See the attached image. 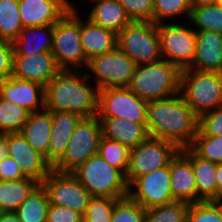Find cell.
I'll return each mask as SVG.
<instances>
[{"label":"cell","mask_w":222,"mask_h":222,"mask_svg":"<svg viewBox=\"0 0 222 222\" xmlns=\"http://www.w3.org/2000/svg\"><path fill=\"white\" fill-rule=\"evenodd\" d=\"M61 70H79L88 65V59L80 40V18L72 3L67 11L54 23L52 50Z\"/></svg>","instance_id":"obj_6"},{"label":"cell","mask_w":222,"mask_h":222,"mask_svg":"<svg viewBox=\"0 0 222 222\" xmlns=\"http://www.w3.org/2000/svg\"><path fill=\"white\" fill-rule=\"evenodd\" d=\"M117 47L137 65L162 59L157 24L132 21L117 34Z\"/></svg>","instance_id":"obj_8"},{"label":"cell","mask_w":222,"mask_h":222,"mask_svg":"<svg viewBox=\"0 0 222 222\" xmlns=\"http://www.w3.org/2000/svg\"><path fill=\"white\" fill-rule=\"evenodd\" d=\"M49 205L46 189L39 183L14 213L20 222H46Z\"/></svg>","instance_id":"obj_29"},{"label":"cell","mask_w":222,"mask_h":222,"mask_svg":"<svg viewBox=\"0 0 222 222\" xmlns=\"http://www.w3.org/2000/svg\"><path fill=\"white\" fill-rule=\"evenodd\" d=\"M29 112L0 97V133L21 132Z\"/></svg>","instance_id":"obj_32"},{"label":"cell","mask_w":222,"mask_h":222,"mask_svg":"<svg viewBox=\"0 0 222 222\" xmlns=\"http://www.w3.org/2000/svg\"><path fill=\"white\" fill-rule=\"evenodd\" d=\"M13 53L12 42L0 40V81L12 76Z\"/></svg>","instance_id":"obj_43"},{"label":"cell","mask_w":222,"mask_h":222,"mask_svg":"<svg viewBox=\"0 0 222 222\" xmlns=\"http://www.w3.org/2000/svg\"><path fill=\"white\" fill-rule=\"evenodd\" d=\"M199 117L177 93L149 101L147 129L149 136L168 140L180 149L189 147L198 132Z\"/></svg>","instance_id":"obj_1"},{"label":"cell","mask_w":222,"mask_h":222,"mask_svg":"<svg viewBox=\"0 0 222 222\" xmlns=\"http://www.w3.org/2000/svg\"><path fill=\"white\" fill-rule=\"evenodd\" d=\"M95 74L98 90L128 87L137 64L118 47L114 50L92 57L87 65Z\"/></svg>","instance_id":"obj_11"},{"label":"cell","mask_w":222,"mask_h":222,"mask_svg":"<svg viewBox=\"0 0 222 222\" xmlns=\"http://www.w3.org/2000/svg\"><path fill=\"white\" fill-rule=\"evenodd\" d=\"M102 127V136L118 141L130 149L149 137L147 123H135L121 118L98 117Z\"/></svg>","instance_id":"obj_21"},{"label":"cell","mask_w":222,"mask_h":222,"mask_svg":"<svg viewBox=\"0 0 222 222\" xmlns=\"http://www.w3.org/2000/svg\"><path fill=\"white\" fill-rule=\"evenodd\" d=\"M191 24L196 26L195 31H216L222 33V8L217 4L197 6L192 5Z\"/></svg>","instance_id":"obj_31"},{"label":"cell","mask_w":222,"mask_h":222,"mask_svg":"<svg viewBox=\"0 0 222 222\" xmlns=\"http://www.w3.org/2000/svg\"><path fill=\"white\" fill-rule=\"evenodd\" d=\"M180 94L200 117L222 106V75L219 72L183 69L180 73Z\"/></svg>","instance_id":"obj_5"},{"label":"cell","mask_w":222,"mask_h":222,"mask_svg":"<svg viewBox=\"0 0 222 222\" xmlns=\"http://www.w3.org/2000/svg\"><path fill=\"white\" fill-rule=\"evenodd\" d=\"M7 151L26 177L41 183L52 170V165L36 151L21 132L7 133Z\"/></svg>","instance_id":"obj_15"},{"label":"cell","mask_w":222,"mask_h":222,"mask_svg":"<svg viewBox=\"0 0 222 222\" xmlns=\"http://www.w3.org/2000/svg\"><path fill=\"white\" fill-rule=\"evenodd\" d=\"M7 133H0V162L8 156Z\"/></svg>","instance_id":"obj_45"},{"label":"cell","mask_w":222,"mask_h":222,"mask_svg":"<svg viewBox=\"0 0 222 222\" xmlns=\"http://www.w3.org/2000/svg\"><path fill=\"white\" fill-rule=\"evenodd\" d=\"M192 5L197 6H205V5H211L217 2V0H191Z\"/></svg>","instance_id":"obj_48"},{"label":"cell","mask_w":222,"mask_h":222,"mask_svg":"<svg viewBox=\"0 0 222 222\" xmlns=\"http://www.w3.org/2000/svg\"><path fill=\"white\" fill-rule=\"evenodd\" d=\"M191 0H153V23H164V19L186 14L190 17Z\"/></svg>","instance_id":"obj_36"},{"label":"cell","mask_w":222,"mask_h":222,"mask_svg":"<svg viewBox=\"0 0 222 222\" xmlns=\"http://www.w3.org/2000/svg\"><path fill=\"white\" fill-rule=\"evenodd\" d=\"M189 148L202 159L222 163V136H207L198 129Z\"/></svg>","instance_id":"obj_35"},{"label":"cell","mask_w":222,"mask_h":222,"mask_svg":"<svg viewBox=\"0 0 222 222\" xmlns=\"http://www.w3.org/2000/svg\"><path fill=\"white\" fill-rule=\"evenodd\" d=\"M180 148L173 142L148 137L130 150L128 168L125 174L128 185L137 177L149 174L170 164Z\"/></svg>","instance_id":"obj_9"},{"label":"cell","mask_w":222,"mask_h":222,"mask_svg":"<svg viewBox=\"0 0 222 222\" xmlns=\"http://www.w3.org/2000/svg\"><path fill=\"white\" fill-rule=\"evenodd\" d=\"M216 3L222 8V0H217Z\"/></svg>","instance_id":"obj_49"},{"label":"cell","mask_w":222,"mask_h":222,"mask_svg":"<svg viewBox=\"0 0 222 222\" xmlns=\"http://www.w3.org/2000/svg\"><path fill=\"white\" fill-rule=\"evenodd\" d=\"M53 31L54 24L23 28L19 32L18 37L12 42L14 48L13 55H33L51 51ZM32 34L36 35L34 38L32 37L33 39L30 38ZM38 34L43 36L41 41L35 40Z\"/></svg>","instance_id":"obj_27"},{"label":"cell","mask_w":222,"mask_h":222,"mask_svg":"<svg viewBox=\"0 0 222 222\" xmlns=\"http://www.w3.org/2000/svg\"><path fill=\"white\" fill-rule=\"evenodd\" d=\"M102 127L97 116L82 118L76 125L63 156L52 166L59 172H72L98 153Z\"/></svg>","instance_id":"obj_7"},{"label":"cell","mask_w":222,"mask_h":222,"mask_svg":"<svg viewBox=\"0 0 222 222\" xmlns=\"http://www.w3.org/2000/svg\"><path fill=\"white\" fill-rule=\"evenodd\" d=\"M90 1H91V2L94 1V2L97 3V2H100V1H106V0H90Z\"/></svg>","instance_id":"obj_50"},{"label":"cell","mask_w":222,"mask_h":222,"mask_svg":"<svg viewBox=\"0 0 222 222\" xmlns=\"http://www.w3.org/2000/svg\"><path fill=\"white\" fill-rule=\"evenodd\" d=\"M190 203L173 201L168 204L146 209L144 222H186Z\"/></svg>","instance_id":"obj_33"},{"label":"cell","mask_w":222,"mask_h":222,"mask_svg":"<svg viewBox=\"0 0 222 222\" xmlns=\"http://www.w3.org/2000/svg\"><path fill=\"white\" fill-rule=\"evenodd\" d=\"M49 111L52 118L49 163L53 166L65 153L70 137L82 117L65 111Z\"/></svg>","instance_id":"obj_22"},{"label":"cell","mask_w":222,"mask_h":222,"mask_svg":"<svg viewBox=\"0 0 222 222\" xmlns=\"http://www.w3.org/2000/svg\"><path fill=\"white\" fill-rule=\"evenodd\" d=\"M171 192L175 201L197 202V188L190 159L179 150L169 164Z\"/></svg>","instance_id":"obj_19"},{"label":"cell","mask_w":222,"mask_h":222,"mask_svg":"<svg viewBox=\"0 0 222 222\" xmlns=\"http://www.w3.org/2000/svg\"><path fill=\"white\" fill-rule=\"evenodd\" d=\"M22 29L18 0H0V40L13 42Z\"/></svg>","instance_id":"obj_30"},{"label":"cell","mask_w":222,"mask_h":222,"mask_svg":"<svg viewBox=\"0 0 222 222\" xmlns=\"http://www.w3.org/2000/svg\"><path fill=\"white\" fill-rule=\"evenodd\" d=\"M162 59L180 70L189 68L195 56L196 31L179 24H157Z\"/></svg>","instance_id":"obj_12"},{"label":"cell","mask_w":222,"mask_h":222,"mask_svg":"<svg viewBox=\"0 0 222 222\" xmlns=\"http://www.w3.org/2000/svg\"><path fill=\"white\" fill-rule=\"evenodd\" d=\"M0 97L29 113L45 109V87L13 76L0 81Z\"/></svg>","instance_id":"obj_17"},{"label":"cell","mask_w":222,"mask_h":222,"mask_svg":"<svg viewBox=\"0 0 222 222\" xmlns=\"http://www.w3.org/2000/svg\"><path fill=\"white\" fill-rule=\"evenodd\" d=\"M180 73L176 65L165 59L137 65L128 88L148 102L168 98L180 93Z\"/></svg>","instance_id":"obj_3"},{"label":"cell","mask_w":222,"mask_h":222,"mask_svg":"<svg viewBox=\"0 0 222 222\" xmlns=\"http://www.w3.org/2000/svg\"><path fill=\"white\" fill-rule=\"evenodd\" d=\"M0 222H20L14 212H0Z\"/></svg>","instance_id":"obj_47"},{"label":"cell","mask_w":222,"mask_h":222,"mask_svg":"<svg viewBox=\"0 0 222 222\" xmlns=\"http://www.w3.org/2000/svg\"><path fill=\"white\" fill-rule=\"evenodd\" d=\"M198 129L207 136H222V106L202 114Z\"/></svg>","instance_id":"obj_41"},{"label":"cell","mask_w":222,"mask_h":222,"mask_svg":"<svg viewBox=\"0 0 222 222\" xmlns=\"http://www.w3.org/2000/svg\"><path fill=\"white\" fill-rule=\"evenodd\" d=\"M131 21L153 22V0H118Z\"/></svg>","instance_id":"obj_40"},{"label":"cell","mask_w":222,"mask_h":222,"mask_svg":"<svg viewBox=\"0 0 222 222\" xmlns=\"http://www.w3.org/2000/svg\"><path fill=\"white\" fill-rule=\"evenodd\" d=\"M186 222H222V204L218 200L191 203Z\"/></svg>","instance_id":"obj_37"},{"label":"cell","mask_w":222,"mask_h":222,"mask_svg":"<svg viewBox=\"0 0 222 222\" xmlns=\"http://www.w3.org/2000/svg\"><path fill=\"white\" fill-rule=\"evenodd\" d=\"M52 129L51 111L43 109L29 113L21 134L49 162V141Z\"/></svg>","instance_id":"obj_25"},{"label":"cell","mask_w":222,"mask_h":222,"mask_svg":"<svg viewBox=\"0 0 222 222\" xmlns=\"http://www.w3.org/2000/svg\"><path fill=\"white\" fill-rule=\"evenodd\" d=\"M80 72L60 70L49 81L45 86L46 110L75 113L82 118L97 115L99 90L88 83L90 74Z\"/></svg>","instance_id":"obj_2"},{"label":"cell","mask_w":222,"mask_h":222,"mask_svg":"<svg viewBox=\"0 0 222 222\" xmlns=\"http://www.w3.org/2000/svg\"><path fill=\"white\" fill-rule=\"evenodd\" d=\"M130 150L129 147L122 145L118 141L110 140L102 136L97 154H99L110 166L126 174Z\"/></svg>","instance_id":"obj_34"},{"label":"cell","mask_w":222,"mask_h":222,"mask_svg":"<svg viewBox=\"0 0 222 222\" xmlns=\"http://www.w3.org/2000/svg\"><path fill=\"white\" fill-rule=\"evenodd\" d=\"M84 216L67 207L50 204L46 222H83Z\"/></svg>","instance_id":"obj_42"},{"label":"cell","mask_w":222,"mask_h":222,"mask_svg":"<svg viewBox=\"0 0 222 222\" xmlns=\"http://www.w3.org/2000/svg\"><path fill=\"white\" fill-rule=\"evenodd\" d=\"M38 184L39 182L29 177L0 180V212H15Z\"/></svg>","instance_id":"obj_28"},{"label":"cell","mask_w":222,"mask_h":222,"mask_svg":"<svg viewBox=\"0 0 222 222\" xmlns=\"http://www.w3.org/2000/svg\"><path fill=\"white\" fill-rule=\"evenodd\" d=\"M51 51L33 55H13L12 76L46 86L60 71Z\"/></svg>","instance_id":"obj_16"},{"label":"cell","mask_w":222,"mask_h":222,"mask_svg":"<svg viewBox=\"0 0 222 222\" xmlns=\"http://www.w3.org/2000/svg\"><path fill=\"white\" fill-rule=\"evenodd\" d=\"M189 69L219 73L222 71V33L196 31L195 56Z\"/></svg>","instance_id":"obj_20"},{"label":"cell","mask_w":222,"mask_h":222,"mask_svg":"<svg viewBox=\"0 0 222 222\" xmlns=\"http://www.w3.org/2000/svg\"><path fill=\"white\" fill-rule=\"evenodd\" d=\"M145 213L144 207L126 196L116 201L110 222H144Z\"/></svg>","instance_id":"obj_38"},{"label":"cell","mask_w":222,"mask_h":222,"mask_svg":"<svg viewBox=\"0 0 222 222\" xmlns=\"http://www.w3.org/2000/svg\"><path fill=\"white\" fill-rule=\"evenodd\" d=\"M180 150L192 164L197 188V202L217 200V164L200 158L189 147Z\"/></svg>","instance_id":"obj_24"},{"label":"cell","mask_w":222,"mask_h":222,"mask_svg":"<svg viewBox=\"0 0 222 222\" xmlns=\"http://www.w3.org/2000/svg\"><path fill=\"white\" fill-rule=\"evenodd\" d=\"M148 105V101L138 97L128 87L101 89L98 91L96 116L147 123Z\"/></svg>","instance_id":"obj_10"},{"label":"cell","mask_w":222,"mask_h":222,"mask_svg":"<svg viewBox=\"0 0 222 222\" xmlns=\"http://www.w3.org/2000/svg\"><path fill=\"white\" fill-rule=\"evenodd\" d=\"M41 184L50 204L67 207L84 216L92 196L72 173L52 169Z\"/></svg>","instance_id":"obj_13"},{"label":"cell","mask_w":222,"mask_h":222,"mask_svg":"<svg viewBox=\"0 0 222 222\" xmlns=\"http://www.w3.org/2000/svg\"><path fill=\"white\" fill-rule=\"evenodd\" d=\"M118 199L92 196L89 200L83 222H110L113 206Z\"/></svg>","instance_id":"obj_39"},{"label":"cell","mask_w":222,"mask_h":222,"mask_svg":"<svg viewBox=\"0 0 222 222\" xmlns=\"http://www.w3.org/2000/svg\"><path fill=\"white\" fill-rule=\"evenodd\" d=\"M92 23L118 34L132 21L118 0H106L95 3L87 16Z\"/></svg>","instance_id":"obj_26"},{"label":"cell","mask_w":222,"mask_h":222,"mask_svg":"<svg viewBox=\"0 0 222 222\" xmlns=\"http://www.w3.org/2000/svg\"><path fill=\"white\" fill-rule=\"evenodd\" d=\"M91 196L122 199L128 196L129 185L125 174L110 166L99 154L71 172Z\"/></svg>","instance_id":"obj_4"},{"label":"cell","mask_w":222,"mask_h":222,"mask_svg":"<svg viewBox=\"0 0 222 222\" xmlns=\"http://www.w3.org/2000/svg\"><path fill=\"white\" fill-rule=\"evenodd\" d=\"M80 40L88 60L117 47V34L92 23L89 19L83 22L80 18Z\"/></svg>","instance_id":"obj_23"},{"label":"cell","mask_w":222,"mask_h":222,"mask_svg":"<svg viewBox=\"0 0 222 222\" xmlns=\"http://www.w3.org/2000/svg\"><path fill=\"white\" fill-rule=\"evenodd\" d=\"M132 187L135 190H132ZM128 196L145 209L175 201L171 192L169 165L137 177L130 185Z\"/></svg>","instance_id":"obj_14"},{"label":"cell","mask_w":222,"mask_h":222,"mask_svg":"<svg viewBox=\"0 0 222 222\" xmlns=\"http://www.w3.org/2000/svg\"><path fill=\"white\" fill-rule=\"evenodd\" d=\"M68 0H18L23 28L56 23L70 9Z\"/></svg>","instance_id":"obj_18"},{"label":"cell","mask_w":222,"mask_h":222,"mask_svg":"<svg viewBox=\"0 0 222 222\" xmlns=\"http://www.w3.org/2000/svg\"><path fill=\"white\" fill-rule=\"evenodd\" d=\"M21 178H27L19 165L9 156L0 162V180L11 181Z\"/></svg>","instance_id":"obj_44"},{"label":"cell","mask_w":222,"mask_h":222,"mask_svg":"<svg viewBox=\"0 0 222 222\" xmlns=\"http://www.w3.org/2000/svg\"><path fill=\"white\" fill-rule=\"evenodd\" d=\"M216 180H217V200L222 197V163L217 164L216 169Z\"/></svg>","instance_id":"obj_46"}]
</instances>
